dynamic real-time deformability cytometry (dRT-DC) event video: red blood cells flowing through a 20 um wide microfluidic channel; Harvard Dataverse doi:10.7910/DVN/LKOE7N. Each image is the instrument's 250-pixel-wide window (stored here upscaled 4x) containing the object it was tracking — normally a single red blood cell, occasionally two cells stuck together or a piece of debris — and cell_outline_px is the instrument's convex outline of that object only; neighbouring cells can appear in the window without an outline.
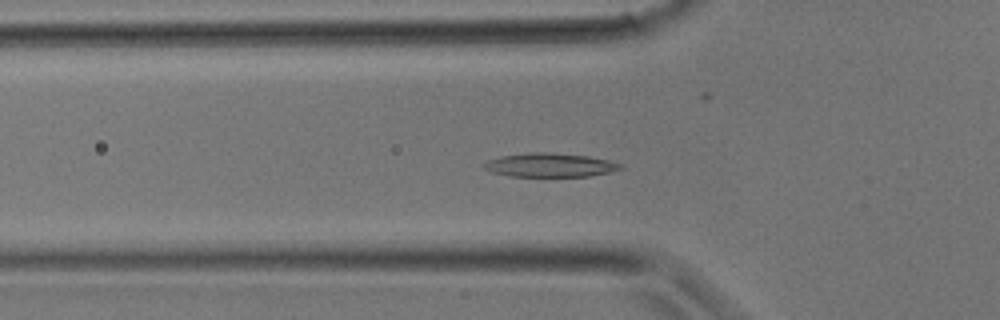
{"species": "common noctule bat (a hibernating species)", "species_latin": "Nyctalus noctula", "temperature_condition": "room temperature", "stored_images_in_passage": 33, "camera_frame_rate_fps": 3000, "um_per_image_px": 0.085, "animal": {"sex": "male", "body_mass_g": 17.9}, "frame": {"image": 1, "passage_image": 11, "time_ms": 3.333, "image_size_px": [1000, 320], "cell_outline_px": [[624, 168], [608, 172], [588, 176], [508, 176], [492, 172], [484, 168], [480, 164], [488, 160], [500, 156], [528, 152], [552, 152], [588, 156], [608, 160], [624, 164]], "centroid_in_image_um": [46.72, 14.02], "position_along_channel_um": 79.1, "area_um2": 19.07}}
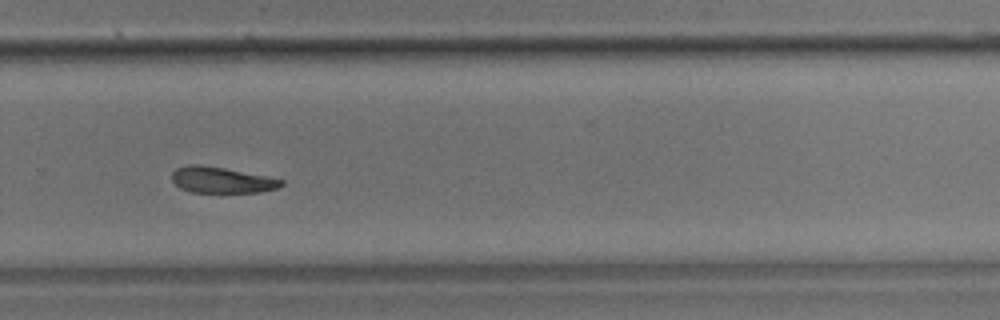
{"frame": {"image": 2, "passage_image": 22, "time_ms": 7.0, "image_size_px": [1000, 320], "cell_outline_px": [[284, 184], [276, 188], [260, 192], [220, 196], [192, 192], [180, 188], [172, 180], [172, 172], [176, 168], [188, 164], [200, 164], [224, 168], [268, 176], [284, 180]], "centroid_in_image_um": [18.84, 15.35], "position_along_channel_um": 311.0, "area_um2": 17.57}}
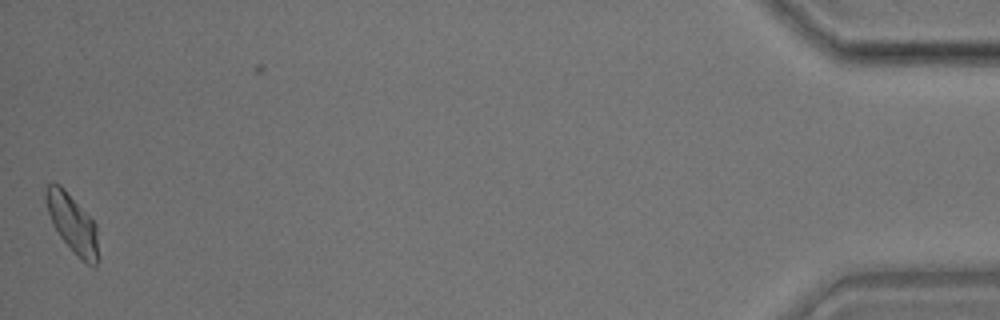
{"frame": {"image": 3, "passage_image": 32, "time_ms": 10.333, "image_size_px": [1000, 320], "cell_outline_px": [[100, 256], [96, 268], [92, 268], [60, 236], [52, 224], [48, 212], [44, 196], [44, 192], [48, 184], [60, 184], [64, 188], [96, 224]], "centroid_in_image_um": [6.19, 19.01], "position_along_channel_um": 429.0, "area_um2": 17.74}}